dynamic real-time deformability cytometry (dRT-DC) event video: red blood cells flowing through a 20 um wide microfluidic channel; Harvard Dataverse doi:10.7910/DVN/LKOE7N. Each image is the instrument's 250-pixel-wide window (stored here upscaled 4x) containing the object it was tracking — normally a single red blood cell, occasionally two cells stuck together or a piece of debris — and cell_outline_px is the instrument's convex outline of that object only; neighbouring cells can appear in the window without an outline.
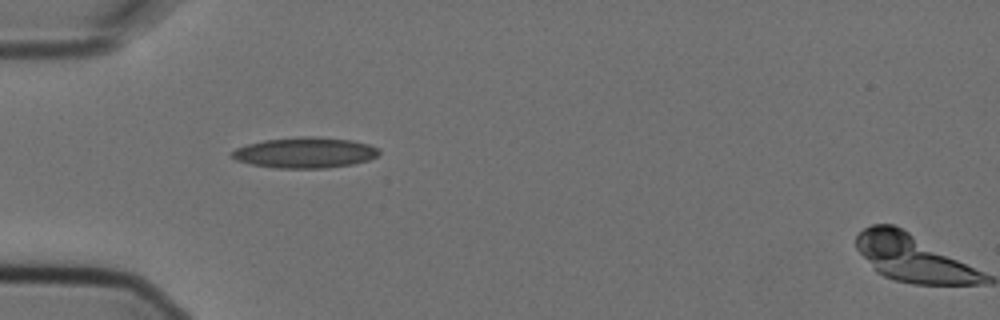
{"species": "Egyptian fruit bat (a non-hibernating species)", "species_latin": "Rousettus aegyptiacus", "temperature_condition": "cold", "stored_images_in_passage": 2, "camera_frame_rate_fps": 3000, "um_per_image_px": 0.085, "animal": {"sex": "female"}, "frame": {"image": 1, "passage_image": 1, "time_ms": 0.0, "image_size_px": [1000, 320], "cell_outline_px": [[380, 152], [376, 156], [368, 160], [352, 164], [324, 168], [276, 168], [252, 164], [236, 160], [228, 152], [236, 148], [248, 144], [264, 140], [300, 136], [312, 136], [352, 140], [368, 144], [380, 148]], "centroid_in_image_um": [25.92, 12.97], "position_along_channel_um": 59.1, "area_um2": 26.3}}